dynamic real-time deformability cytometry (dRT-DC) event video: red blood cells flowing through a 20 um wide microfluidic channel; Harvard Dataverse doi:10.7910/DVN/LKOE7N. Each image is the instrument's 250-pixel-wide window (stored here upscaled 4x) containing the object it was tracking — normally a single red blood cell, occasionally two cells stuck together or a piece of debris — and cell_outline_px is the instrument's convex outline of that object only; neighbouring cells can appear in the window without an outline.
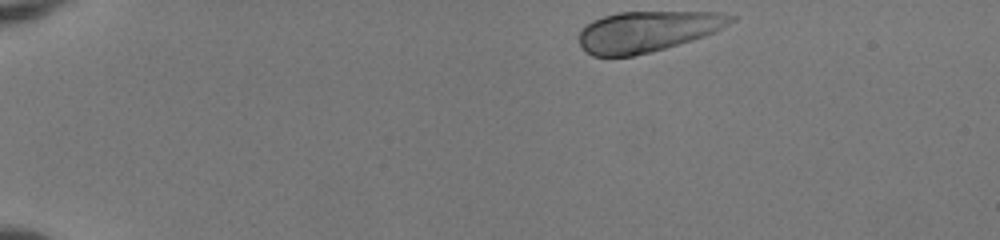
{"species": "human", "species_latin": "Homo sapiens", "temperature_condition": "room temperature", "stored_images_in_passage": 44, "camera_frame_rate_fps": 3000, "um_per_image_px": 0.085, "donor": {"sex": "female"}, "frame": {"image": 1, "passage_image": 1, "time_ms": 0.0, "image_size_px": [1000, 240], "cell_outline_px": [[736, 20], [716, 32], [692, 40], [652, 52], [632, 56], [592, 56], [580, 44], [580, 32], [584, 24], [592, 20], [604, 16], [620, 12], [720, 12], [736, 16]], "centroid_in_image_um": [55.06, 2.66], "position_along_channel_um": 29.9, "area_um2": 36.07}}
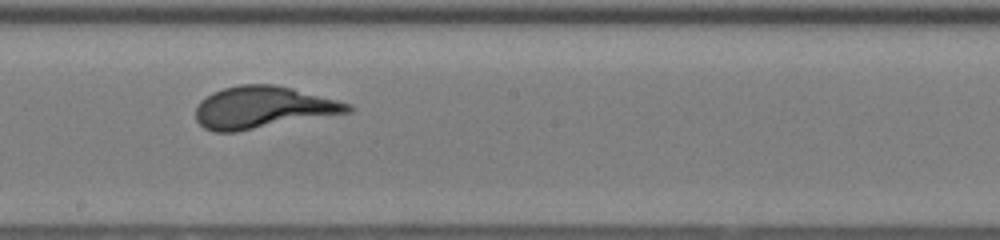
{"frame": {"image": 2, "passage_image": 23, "time_ms": 7.333, "image_size_px": [1000, 240], "cell_outline_px": [[352, 112], [236, 132], [212, 132], [204, 128], [196, 120], [196, 108], [200, 100], [212, 92], [224, 88], [240, 84], [276, 84], [292, 88], [352, 104]], "centroid_in_image_um": [22.34, 9.13], "position_along_channel_um": 225.9, "area_um2": 37.34}}
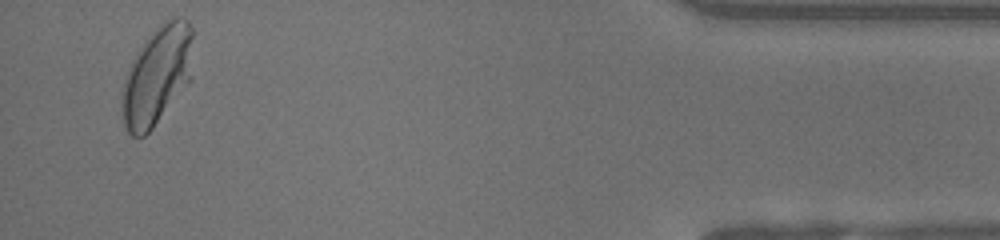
{"frame": {"image": 3, "passage_image": 42, "time_ms": 13.667, "image_size_px": [1000, 240], "cell_outline_px": [[192, 36], [188, 84], [152, 128], [144, 136], [132, 136], [128, 132], [124, 124], [120, 100], [124, 80], [128, 68], [132, 60], [144, 40], [164, 20], [176, 16], [180, 16], [188, 20], [192, 28]], "centroid_in_image_um": [13.31, 6.4], "position_along_channel_um": 421.9, "area_um2": 40.52}}